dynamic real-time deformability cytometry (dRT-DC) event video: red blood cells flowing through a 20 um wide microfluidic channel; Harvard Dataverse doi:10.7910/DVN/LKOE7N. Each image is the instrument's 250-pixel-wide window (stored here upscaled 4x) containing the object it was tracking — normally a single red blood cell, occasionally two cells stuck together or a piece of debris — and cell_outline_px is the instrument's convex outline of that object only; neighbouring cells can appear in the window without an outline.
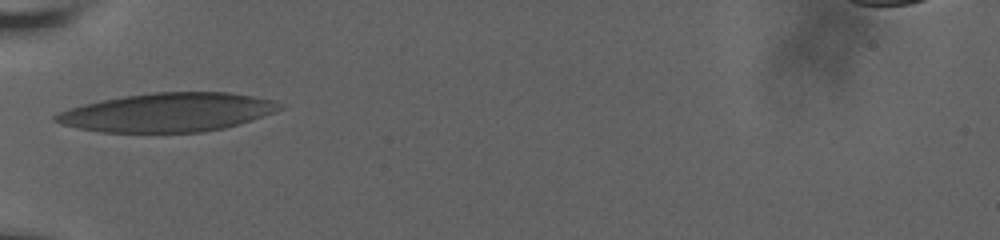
{"species": "human", "species_latin": "Homo sapiens", "temperature_condition": "room temperature", "stored_images_in_passage": 39, "camera_frame_rate_fps": 3000, "um_per_image_px": 0.085, "donor": {"sex": "male"}, "frame": {"image": 1, "passage_image": 1, "time_ms": 0.0, "image_size_px": [1000, 240], "cell_outline_px": [[284, 108], [276, 112], [240, 124], [224, 128], [204, 132], [104, 132], [80, 128], [60, 124], [52, 120], [52, 116], [68, 108], [84, 104], [124, 96], [152, 92], [228, 92], [276, 100]], "centroid_in_image_um": [14.29, 9.55], "position_along_channel_um": 70.7, "area_um2": 50.63}}
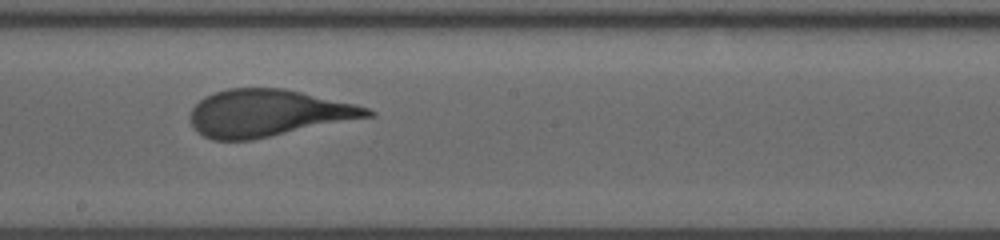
{"frame": {"image": 2, "passage_image": 16, "time_ms": 4.333, "image_size_px": [1000, 240], "cell_outline_px": [[376, 116], [252, 140], [212, 140], [204, 136], [192, 124], [188, 116], [192, 108], [204, 96], [228, 88], [284, 88], [356, 104], [368, 108], [376, 112]], "centroid_in_image_um": [22.81, 9.61], "position_along_channel_um": 225.4, "area_um2": 48.73}}
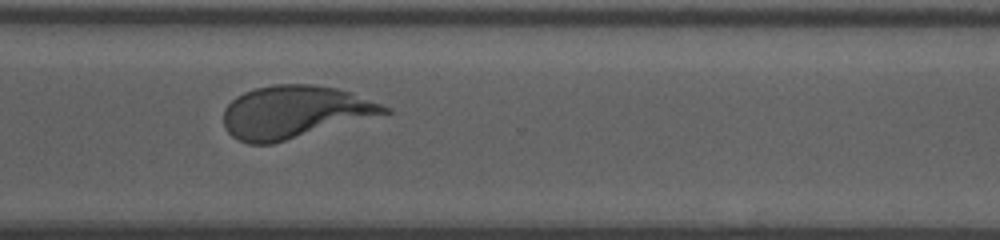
{"frame": {"image": 3, "passage_image": 29, "time_ms": 7.667, "image_size_px": [1000, 240], "cell_outline_px": [[392, 112], [272, 144], [248, 144], [236, 140], [224, 128], [224, 108], [236, 96], [244, 92], [256, 88], [272, 84], [312, 84], [336, 88], [352, 92], [392, 108]], "centroid_in_image_um": [25.03, 9.52], "position_along_channel_um": 345.6, "area_um2": 49.36}, "authors_computed_cell_mechanics": {"area_um2": 48.7832, "velocity_mm_per_s": 3.6203, "shape_relaxation_time_tau1_ms": 5.1784, "shape_relaxation_time_tau2_ms": null, "deformation_change_tau1": 0.2161, "deformation_change_tau2": null}}